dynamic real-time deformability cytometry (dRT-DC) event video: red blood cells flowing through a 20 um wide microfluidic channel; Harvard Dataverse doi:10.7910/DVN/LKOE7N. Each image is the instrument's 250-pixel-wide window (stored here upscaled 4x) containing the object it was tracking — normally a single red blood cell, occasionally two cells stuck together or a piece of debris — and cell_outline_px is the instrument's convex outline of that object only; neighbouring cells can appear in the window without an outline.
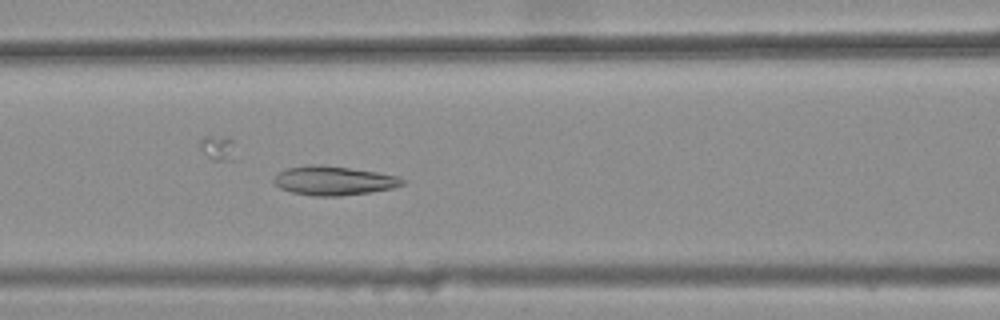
{"species": "common noctule bat (a hibernating species)", "species_latin": "Nyctalus noctula", "temperature_condition": "warm", "stored_images_in_passage": 47, "camera_frame_rate_fps": 3000, "um_per_image_px": 0.085, "animal": {"sex": "female", "body_mass_g": 25.1}, "frame": {"image": 1, "passage_image": 25, "time_ms": 8.0, "image_size_px": [1000, 320], "cell_outline_px": [[408, 180], [404, 184], [392, 188], [368, 192], [340, 196], [312, 196], [292, 192], [280, 188], [272, 180], [284, 168], [308, 164], [316, 164], [348, 168], [376, 172], [396, 176]], "centroid_in_image_um": [28.34, 15.35], "position_along_channel_um": 138.3, "area_um2": 21.68}}
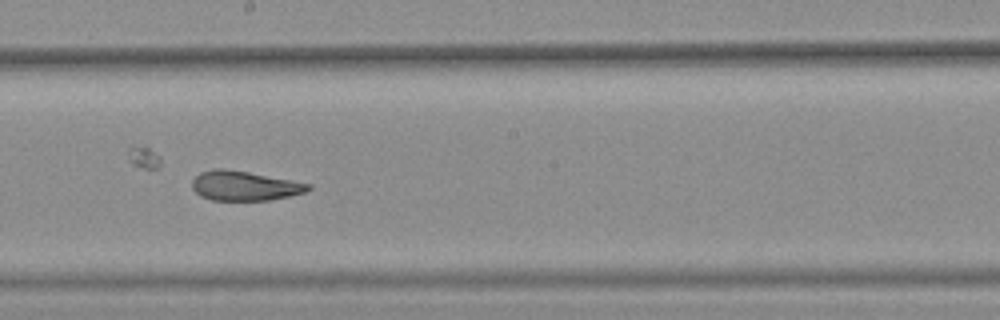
{"frame": {"image": 2, "passage_image": 32, "time_ms": 10.333, "image_size_px": [1000, 320], "cell_outline_px": [[312, 188], [308, 192], [272, 200], [212, 200], [200, 196], [192, 188], [192, 180], [200, 172], [216, 168], [224, 168], [248, 172], [312, 184]], "centroid_in_image_um": [20.8, 15.8], "position_along_channel_um": 227.4, "area_um2": 20.11}}
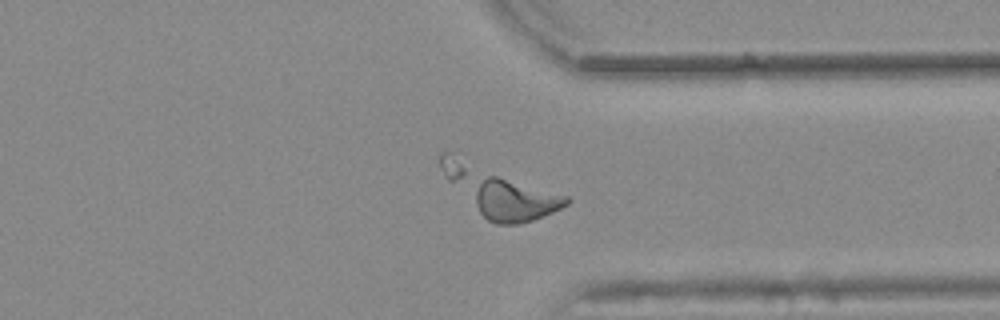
{"frame": {"image": 3, "passage_image": 43, "time_ms": 14.0, "image_size_px": [1000, 320], "cell_outline_px": [[572, 200], [568, 204], [552, 212], [532, 220], [516, 224], [496, 224], [488, 220], [480, 212], [476, 204], [476, 192], [480, 180], [488, 176], [496, 176], [568, 196]], "centroid_in_image_um": [43.8, 17.08], "position_along_channel_um": 367.6, "area_um2": 22.14}, "authors_computed_cell_mechanics": {"area_um2": 22.1374, "velocity_mm_per_s": 3.8399, "shape_relaxation_time_tau1_ms": null, "shape_relaxation_time_tau2_ms": 2.0112, "deformation_change_tau1": null, "deformation_change_tau2": 0.0867}}